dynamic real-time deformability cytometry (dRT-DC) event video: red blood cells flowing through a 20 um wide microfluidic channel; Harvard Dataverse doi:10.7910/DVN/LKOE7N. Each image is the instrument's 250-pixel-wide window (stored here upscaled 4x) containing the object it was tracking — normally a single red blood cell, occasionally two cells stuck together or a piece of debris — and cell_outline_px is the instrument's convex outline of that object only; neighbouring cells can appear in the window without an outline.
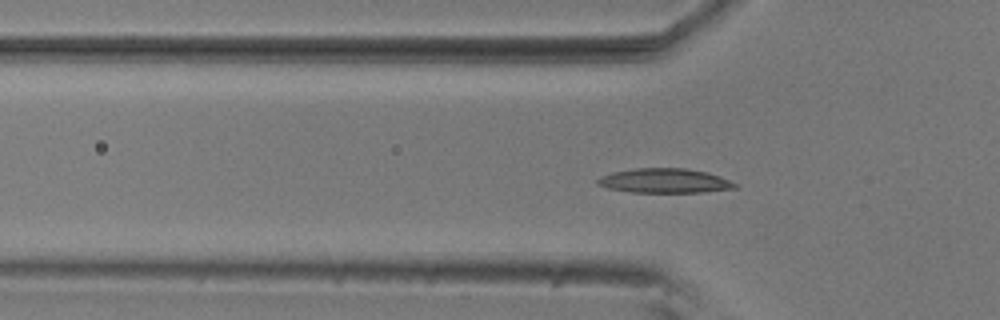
{"species": "common noctule bat (a hibernating species)", "species_latin": "Nyctalus noctula", "temperature_condition": "room temperature", "stored_images_in_passage": 55, "camera_frame_rate_fps": 3000, "um_per_image_px": 0.085, "animal": {"sex": "male", "body_mass_g": 20.5, "forearm_length_mm": 52.5}, "frame": {"image": 1, "passage_image": 17, "time_ms": 5.333, "image_size_px": [1000, 320], "cell_outline_px": [[740, 188], [704, 192], [632, 192], [608, 188], [596, 184], [596, 180], [600, 176], [612, 172], [636, 168], [688, 168], [708, 172], [720, 176], [740, 184]], "centroid_in_image_um": [56.56, 15.36], "position_along_channel_um": 69.2, "area_um2": 19.88}}
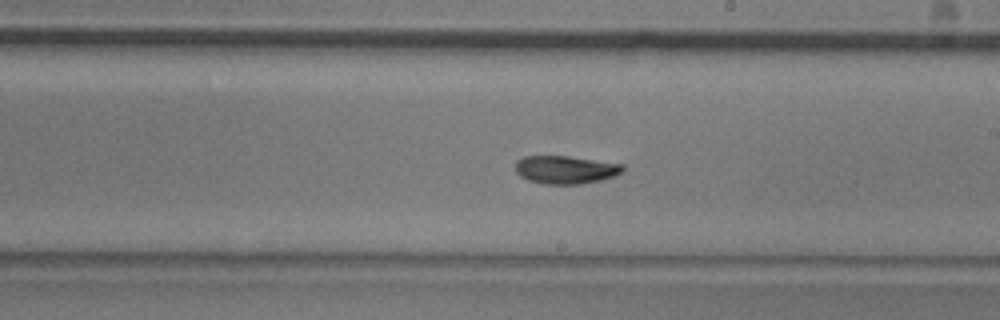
{"frame": {"image": 2, "passage_image": 31, "time_ms": 10.0, "image_size_px": [1000, 320], "cell_outline_px": [[624, 172], [616, 176], [600, 180], [580, 184], [544, 184], [528, 180], [520, 176], [516, 172], [516, 160], [524, 156], [568, 156], [624, 164]], "centroid_in_image_um": [48.09, 14.42], "position_along_channel_um": 240.9, "area_um2": 17.69}}
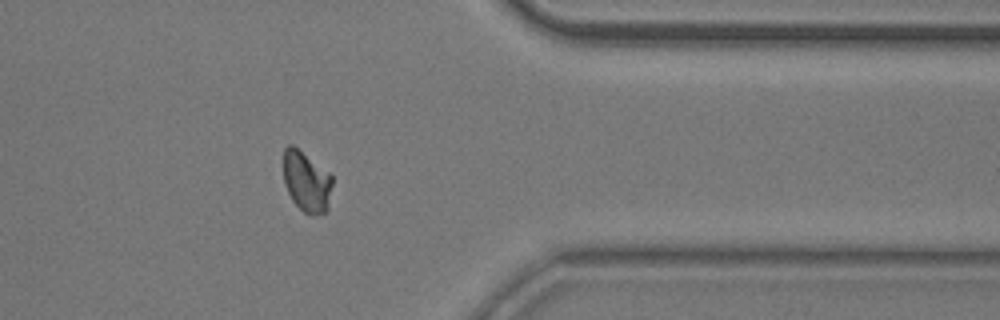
{"frame": {"image": 3, "passage_image": 44, "time_ms": 14.333, "image_size_px": [1000, 320], "cell_outline_px": [[332, 184], [328, 208], [324, 212], [316, 216], [312, 216], [304, 212], [292, 200], [284, 184], [284, 148], [288, 144], [292, 144], [328, 172], [332, 176]], "centroid_in_image_um": [26.05, 15.45], "position_along_channel_um": 385.4, "area_um2": 17.17}, "authors_computed_cell_mechanics": {"area_um2": 17.9758, "velocity_mm_per_s": 3.6637, "shape_relaxation_time_tau1_ms": 4.6346, "shape_relaxation_time_tau2_ms": 2.2049, "deformation_change_tau1": 0.1594, "deformation_change_tau2": 0.06}}